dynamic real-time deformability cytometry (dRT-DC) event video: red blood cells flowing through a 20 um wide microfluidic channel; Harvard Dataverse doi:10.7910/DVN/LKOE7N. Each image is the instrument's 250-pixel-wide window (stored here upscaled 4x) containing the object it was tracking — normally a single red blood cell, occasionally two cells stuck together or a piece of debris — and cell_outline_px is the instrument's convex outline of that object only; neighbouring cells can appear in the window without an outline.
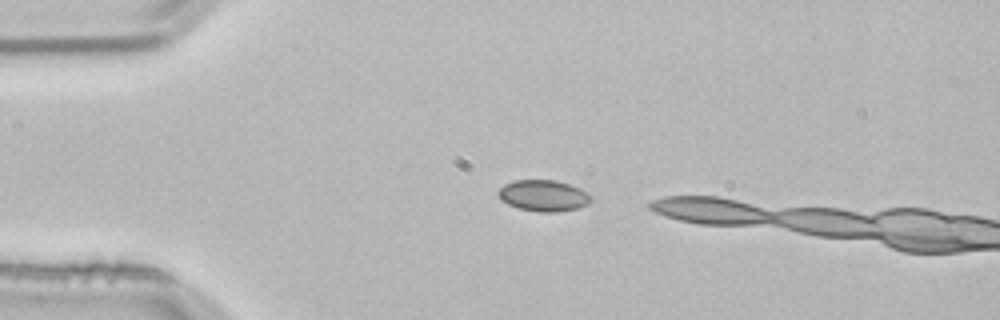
{"species": "common noctule bat (a hibernating species)", "species_latin": "Nyctalus noctula", "temperature_condition": "room temperature", "stored_images_in_passage": 2, "camera_frame_rate_fps": 3000, "um_per_image_px": 0.085, "animal": {"sex": "male", "body_mass_g": 21.5, "forearm_length_mm": 52.0}, "frame": {"image": 1, "passage_image": 1, "time_ms": 0.0, "image_size_px": [1000, 320], "cell_outline_px": [[592, 200], [588, 204], [576, 208], [556, 212], [540, 212], [520, 208], [508, 204], [500, 200], [496, 192], [504, 184], [512, 180], [556, 180], [580, 188], [588, 192], [592, 196]], "centroid_in_image_um": [46.18, 16.62], "position_along_channel_um": 38.8, "area_um2": 16.99}}